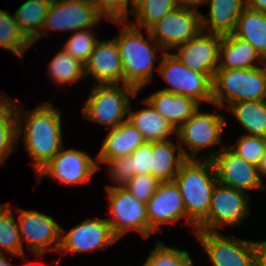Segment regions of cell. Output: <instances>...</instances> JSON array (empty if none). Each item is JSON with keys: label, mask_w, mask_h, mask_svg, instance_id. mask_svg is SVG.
Returning a JSON list of instances; mask_svg holds the SVG:
<instances>
[{"label": "cell", "mask_w": 266, "mask_h": 266, "mask_svg": "<svg viewBox=\"0 0 266 266\" xmlns=\"http://www.w3.org/2000/svg\"><path fill=\"white\" fill-rule=\"evenodd\" d=\"M147 216L149 219L150 236L157 230L162 231L161 225L175 224L181 219L191 233L197 231V226L186 216L184 201L177 184L172 182H161L153 196L148 200Z\"/></svg>", "instance_id": "obj_16"}, {"label": "cell", "mask_w": 266, "mask_h": 266, "mask_svg": "<svg viewBox=\"0 0 266 266\" xmlns=\"http://www.w3.org/2000/svg\"><path fill=\"white\" fill-rule=\"evenodd\" d=\"M131 5L134 6L136 3H138L140 0H129Z\"/></svg>", "instance_id": "obj_47"}, {"label": "cell", "mask_w": 266, "mask_h": 266, "mask_svg": "<svg viewBox=\"0 0 266 266\" xmlns=\"http://www.w3.org/2000/svg\"><path fill=\"white\" fill-rule=\"evenodd\" d=\"M131 157L135 176L151 174L152 142L145 141L131 154Z\"/></svg>", "instance_id": "obj_40"}, {"label": "cell", "mask_w": 266, "mask_h": 266, "mask_svg": "<svg viewBox=\"0 0 266 266\" xmlns=\"http://www.w3.org/2000/svg\"><path fill=\"white\" fill-rule=\"evenodd\" d=\"M176 130L201 106L194 99L158 89L145 98Z\"/></svg>", "instance_id": "obj_23"}, {"label": "cell", "mask_w": 266, "mask_h": 266, "mask_svg": "<svg viewBox=\"0 0 266 266\" xmlns=\"http://www.w3.org/2000/svg\"><path fill=\"white\" fill-rule=\"evenodd\" d=\"M201 11L176 8L150 29L151 36L165 52L195 38L201 31Z\"/></svg>", "instance_id": "obj_15"}, {"label": "cell", "mask_w": 266, "mask_h": 266, "mask_svg": "<svg viewBox=\"0 0 266 266\" xmlns=\"http://www.w3.org/2000/svg\"><path fill=\"white\" fill-rule=\"evenodd\" d=\"M213 105L217 107L213 110L214 112H203L199 106L193 115L176 130L177 140L185 159L212 160L226 146L222 142V137L227 122L223 115L217 113V110L222 112L223 108L217 104ZM216 146L221 148L213 149ZM204 151H206L204 155L197 157Z\"/></svg>", "instance_id": "obj_4"}, {"label": "cell", "mask_w": 266, "mask_h": 266, "mask_svg": "<svg viewBox=\"0 0 266 266\" xmlns=\"http://www.w3.org/2000/svg\"><path fill=\"white\" fill-rule=\"evenodd\" d=\"M92 4L109 22L129 20L133 11L129 0H92Z\"/></svg>", "instance_id": "obj_38"}, {"label": "cell", "mask_w": 266, "mask_h": 266, "mask_svg": "<svg viewBox=\"0 0 266 266\" xmlns=\"http://www.w3.org/2000/svg\"><path fill=\"white\" fill-rule=\"evenodd\" d=\"M86 79L97 84H124V71L115 39L98 40L94 50L84 64Z\"/></svg>", "instance_id": "obj_19"}, {"label": "cell", "mask_w": 266, "mask_h": 266, "mask_svg": "<svg viewBox=\"0 0 266 266\" xmlns=\"http://www.w3.org/2000/svg\"><path fill=\"white\" fill-rule=\"evenodd\" d=\"M148 253L144 261L146 266H190L194 262L186 249L167 246L160 240L155 242L154 248Z\"/></svg>", "instance_id": "obj_34"}, {"label": "cell", "mask_w": 266, "mask_h": 266, "mask_svg": "<svg viewBox=\"0 0 266 266\" xmlns=\"http://www.w3.org/2000/svg\"><path fill=\"white\" fill-rule=\"evenodd\" d=\"M46 67L47 75L50 76L49 79L58 87H61V85L71 87V84L86 80L84 64L73 58L63 48L52 56Z\"/></svg>", "instance_id": "obj_31"}, {"label": "cell", "mask_w": 266, "mask_h": 266, "mask_svg": "<svg viewBox=\"0 0 266 266\" xmlns=\"http://www.w3.org/2000/svg\"><path fill=\"white\" fill-rule=\"evenodd\" d=\"M255 100H266V65L215 72L213 104L226 109L235 102Z\"/></svg>", "instance_id": "obj_6"}, {"label": "cell", "mask_w": 266, "mask_h": 266, "mask_svg": "<svg viewBox=\"0 0 266 266\" xmlns=\"http://www.w3.org/2000/svg\"><path fill=\"white\" fill-rule=\"evenodd\" d=\"M262 65H266V60L249 42L233 33L222 36L217 70L257 68Z\"/></svg>", "instance_id": "obj_21"}, {"label": "cell", "mask_w": 266, "mask_h": 266, "mask_svg": "<svg viewBox=\"0 0 266 266\" xmlns=\"http://www.w3.org/2000/svg\"><path fill=\"white\" fill-rule=\"evenodd\" d=\"M61 114L59 108H55L49 101L26 110L25 104L16 100L17 144L23 140L35 175L64 146Z\"/></svg>", "instance_id": "obj_1"}, {"label": "cell", "mask_w": 266, "mask_h": 266, "mask_svg": "<svg viewBox=\"0 0 266 266\" xmlns=\"http://www.w3.org/2000/svg\"><path fill=\"white\" fill-rule=\"evenodd\" d=\"M259 171H260V175L262 176V178L266 179V147L264 150V155L262 157L261 163L259 165Z\"/></svg>", "instance_id": "obj_44"}, {"label": "cell", "mask_w": 266, "mask_h": 266, "mask_svg": "<svg viewBox=\"0 0 266 266\" xmlns=\"http://www.w3.org/2000/svg\"><path fill=\"white\" fill-rule=\"evenodd\" d=\"M16 100L0 92V165L17 147Z\"/></svg>", "instance_id": "obj_28"}, {"label": "cell", "mask_w": 266, "mask_h": 266, "mask_svg": "<svg viewBox=\"0 0 266 266\" xmlns=\"http://www.w3.org/2000/svg\"><path fill=\"white\" fill-rule=\"evenodd\" d=\"M119 241L112 233L107 218H86L66 231L61 227L58 252L81 254L106 250Z\"/></svg>", "instance_id": "obj_14"}, {"label": "cell", "mask_w": 266, "mask_h": 266, "mask_svg": "<svg viewBox=\"0 0 266 266\" xmlns=\"http://www.w3.org/2000/svg\"><path fill=\"white\" fill-rule=\"evenodd\" d=\"M57 2H82V3H92V0H53Z\"/></svg>", "instance_id": "obj_46"}, {"label": "cell", "mask_w": 266, "mask_h": 266, "mask_svg": "<svg viewBox=\"0 0 266 266\" xmlns=\"http://www.w3.org/2000/svg\"><path fill=\"white\" fill-rule=\"evenodd\" d=\"M13 210L9 202L0 204V254L7 253L29 263L22 245L18 220L15 219Z\"/></svg>", "instance_id": "obj_29"}, {"label": "cell", "mask_w": 266, "mask_h": 266, "mask_svg": "<svg viewBox=\"0 0 266 266\" xmlns=\"http://www.w3.org/2000/svg\"><path fill=\"white\" fill-rule=\"evenodd\" d=\"M119 25V33L114 37L120 52L124 71V84L135 87L138 92L143 90L151 80H154V71L158 70L159 54H165L163 48L145 29L131 24L128 20L112 21ZM159 59V60H158Z\"/></svg>", "instance_id": "obj_2"}, {"label": "cell", "mask_w": 266, "mask_h": 266, "mask_svg": "<svg viewBox=\"0 0 266 266\" xmlns=\"http://www.w3.org/2000/svg\"><path fill=\"white\" fill-rule=\"evenodd\" d=\"M160 181L151 174L134 176L124 188L137 200L147 203L160 185Z\"/></svg>", "instance_id": "obj_39"}, {"label": "cell", "mask_w": 266, "mask_h": 266, "mask_svg": "<svg viewBox=\"0 0 266 266\" xmlns=\"http://www.w3.org/2000/svg\"><path fill=\"white\" fill-rule=\"evenodd\" d=\"M141 102L145 107L137 108L136 111L129 105L128 120L142 134L145 141L158 142L174 139L172 136L176 135V129L145 98Z\"/></svg>", "instance_id": "obj_24"}, {"label": "cell", "mask_w": 266, "mask_h": 266, "mask_svg": "<svg viewBox=\"0 0 266 266\" xmlns=\"http://www.w3.org/2000/svg\"><path fill=\"white\" fill-rule=\"evenodd\" d=\"M233 34L249 42L266 60V14L246 6L240 13Z\"/></svg>", "instance_id": "obj_26"}, {"label": "cell", "mask_w": 266, "mask_h": 266, "mask_svg": "<svg viewBox=\"0 0 266 266\" xmlns=\"http://www.w3.org/2000/svg\"><path fill=\"white\" fill-rule=\"evenodd\" d=\"M52 0H25L13 13L25 36L33 42L41 33Z\"/></svg>", "instance_id": "obj_30"}, {"label": "cell", "mask_w": 266, "mask_h": 266, "mask_svg": "<svg viewBox=\"0 0 266 266\" xmlns=\"http://www.w3.org/2000/svg\"><path fill=\"white\" fill-rule=\"evenodd\" d=\"M205 4H209V17L201 14L202 30L223 36L234 32L246 0H204Z\"/></svg>", "instance_id": "obj_22"}, {"label": "cell", "mask_w": 266, "mask_h": 266, "mask_svg": "<svg viewBox=\"0 0 266 266\" xmlns=\"http://www.w3.org/2000/svg\"><path fill=\"white\" fill-rule=\"evenodd\" d=\"M177 6L173 0H140L133 6L131 17L134 20L129 21L134 26L149 30L155 23L160 21L166 14L176 9Z\"/></svg>", "instance_id": "obj_33"}, {"label": "cell", "mask_w": 266, "mask_h": 266, "mask_svg": "<svg viewBox=\"0 0 266 266\" xmlns=\"http://www.w3.org/2000/svg\"><path fill=\"white\" fill-rule=\"evenodd\" d=\"M246 6L266 14V0H246Z\"/></svg>", "instance_id": "obj_43"}, {"label": "cell", "mask_w": 266, "mask_h": 266, "mask_svg": "<svg viewBox=\"0 0 266 266\" xmlns=\"http://www.w3.org/2000/svg\"><path fill=\"white\" fill-rule=\"evenodd\" d=\"M98 170H101V166L97 163L96 156L92 157L81 149L63 146L59 153L35 175V182L39 184L42 178L48 176L68 186L86 184Z\"/></svg>", "instance_id": "obj_11"}, {"label": "cell", "mask_w": 266, "mask_h": 266, "mask_svg": "<svg viewBox=\"0 0 266 266\" xmlns=\"http://www.w3.org/2000/svg\"><path fill=\"white\" fill-rule=\"evenodd\" d=\"M256 266H266V240L255 241Z\"/></svg>", "instance_id": "obj_41"}, {"label": "cell", "mask_w": 266, "mask_h": 266, "mask_svg": "<svg viewBox=\"0 0 266 266\" xmlns=\"http://www.w3.org/2000/svg\"><path fill=\"white\" fill-rule=\"evenodd\" d=\"M222 35L201 31L195 38L176 46L173 56L191 70L207 74L212 80L219 63Z\"/></svg>", "instance_id": "obj_18"}, {"label": "cell", "mask_w": 266, "mask_h": 266, "mask_svg": "<svg viewBox=\"0 0 266 266\" xmlns=\"http://www.w3.org/2000/svg\"><path fill=\"white\" fill-rule=\"evenodd\" d=\"M226 109L242 125L243 134L266 138V100L235 102Z\"/></svg>", "instance_id": "obj_27"}, {"label": "cell", "mask_w": 266, "mask_h": 266, "mask_svg": "<svg viewBox=\"0 0 266 266\" xmlns=\"http://www.w3.org/2000/svg\"><path fill=\"white\" fill-rule=\"evenodd\" d=\"M105 19L92 3L51 2L40 35L32 42L53 34L52 31L76 32L97 27ZM101 22V23H100Z\"/></svg>", "instance_id": "obj_13"}, {"label": "cell", "mask_w": 266, "mask_h": 266, "mask_svg": "<svg viewBox=\"0 0 266 266\" xmlns=\"http://www.w3.org/2000/svg\"><path fill=\"white\" fill-rule=\"evenodd\" d=\"M15 209L22 245L25 242L30 253L43 258L46 252L59 251L61 226L51 215L38 210Z\"/></svg>", "instance_id": "obj_12"}, {"label": "cell", "mask_w": 266, "mask_h": 266, "mask_svg": "<svg viewBox=\"0 0 266 266\" xmlns=\"http://www.w3.org/2000/svg\"><path fill=\"white\" fill-rule=\"evenodd\" d=\"M181 192L186 216L198 226L207 216L217 174L212 160L186 159L173 180Z\"/></svg>", "instance_id": "obj_3"}, {"label": "cell", "mask_w": 266, "mask_h": 266, "mask_svg": "<svg viewBox=\"0 0 266 266\" xmlns=\"http://www.w3.org/2000/svg\"><path fill=\"white\" fill-rule=\"evenodd\" d=\"M94 28L78 30L71 33L66 40H64L63 48L73 58L85 64L89 56L94 50L95 44L100 39L96 36V29Z\"/></svg>", "instance_id": "obj_35"}, {"label": "cell", "mask_w": 266, "mask_h": 266, "mask_svg": "<svg viewBox=\"0 0 266 266\" xmlns=\"http://www.w3.org/2000/svg\"><path fill=\"white\" fill-rule=\"evenodd\" d=\"M249 193L217 181L212 192L208 216L197 226V231L220 232L227 226H241L250 217Z\"/></svg>", "instance_id": "obj_7"}, {"label": "cell", "mask_w": 266, "mask_h": 266, "mask_svg": "<svg viewBox=\"0 0 266 266\" xmlns=\"http://www.w3.org/2000/svg\"><path fill=\"white\" fill-rule=\"evenodd\" d=\"M103 164L107 165L108 175L106 174V176L113 183V185L106 184L104 186L105 188L124 187L135 176L131 155L118 159H111Z\"/></svg>", "instance_id": "obj_37"}, {"label": "cell", "mask_w": 266, "mask_h": 266, "mask_svg": "<svg viewBox=\"0 0 266 266\" xmlns=\"http://www.w3.org/2000/svg\"><path fill=\"white\" fill-rule=\"evenodd\" d=\"M160 56L158 73L168 84L160 90L190 97L200 105L213 104V80L207 74L189 69L172 52Z\"/></svg>", "instance_id": "obj_8"}, {"label": "cell", "mask_w": 266, "mask_h": 266, "mask_svg": "<svg viewBox=\"0 0 266 266\" xmlns=\"http://www.w3.org/2000/svg\"><path fill=\"white\" fill-rule=\"evenodd\" d=\"M109 222L112 233L120 240L130 231H135L147 239L150 237L147 204L137 200L124 187L106 188ZM111 217V218H110Z\"/></svg>", "instance_id": "obj_9"}, {"label": "cell", "mask_w": 266, "mask_h": 266, "mask_svg": "<svg viewBox=\"0 0 266 266\" xmlns=\"http://www.w3.org/2000/svg\"><path fill=\"white\" fill-rule=\"evenodd\" d=\"M185 160L177 137L152 142L151 175L160 182H172Z\"/></svg>", "instance_id": "obj_25"}, {"label": "cell", "mask_w": 266, "mask_h": 266, "mask_svg": "<svg viewBox=\"0 0 266 266\" xmlns=\"http://www.w3.org/2000/svg\"><path fill=\"white\" fill-rule=\"evenodd\" d=\"M97 157V163L103 164L111 159H118L131 155L145 142L142 134L129 120L110 129L103 139Z\"/></svg>", "instance_id": "obj_20"}, {"label": "cell", "mask_w": 266, "mask_h": 266, "mask_svg": "<svg viewBox=\"0 0 266 266\" xmlns=\"http://www.w3.org/2000/svg\"><path fill=\"white\" fill-rule=\"evenodd\" d=\"M138 94V90L128 84H93L81 107V117L113 129L128 120L130 101Z\"/></svg>", "instance_id": "obj_5"}, {"label": "cell", "mask_w": 266, "mask_h": 266, "mask_svg": "<svg viewBox=\"0 0 266 266\" xmlns=\"http://www.w3.org/2000/svg\"><path fill=\"white\" fill-rule=\"evenodd\" d=\"M178 8H187L200 11L199 7L204 5V0H173Z\"/></svg>", "instance_id": "obj_42"}, {"label": "cell", "mask_w": 266, "mask_h": 266, "mask_svg": "<svg viewBox=\"0 0 266 266\" xmlns=\"http://www.w3.org/2000/svg\"><path fill=\"white\" fill-rule=\"evenodd\" d=\"M212 161L219 183L246 193L266 191L259 167L238 156L228 146H224Z\"/></svg>", "instance_id": "obj_17"}, {"label": "cell", "mask_w": 266, "mask_h": 266, "mask_svg": "<svg viewBox=\"0 0 266 266\" xmlns=\"http://www.w3.org/2000/svg\"><path fill=\"white\" fill-rule=\"evenodd\" d=\"M6 254H0V266H15L12 262L8 261Z\"/></svg>", "instance_id": "obj_45"}, {"label": "cell", "mask_w": 266, "mask_h": 266, "mask_svg": "<svg viewBox=\"0 0 266 266\" xmlns=\"http://www.w3.org/2000/svg\"><path fill=\"white\" fill-rule=\"evenodd\" d=\"M0 47L22 60L33 43L25 36L13 14L0 9Z\"/></svg>", "instance_id": "obj_32"}, {"label": "cell", "mask_w": 266, "mask_h": 266, "mask_svg": "<svg viewBox=\"0 0 266 266\" xmlns=\"http://www.w3.org/2000/svg\"><path fill=\"white\" fill-rule=\"evenodd\" d=\"M193 236L204 248L212 266H256L254 240L226 233L196 231Z\"/></svg>", "instance_id": "obj_10"}, {"label": "cell", "mask_w": 266, "mask_h": 266, "mask_svg": "<svg viewBox=\"0 0 266 266\" xmlns=\"http://www.w3.org/2000/svg\"><path fill=\"white\" fill-rule=\"evenodd\" d=\"M226 146L247 162L259 167L266 147V138L242 134L238 135L234 145Z\"/></svg>", "instance_id": "obj_36"}]
</instances>
